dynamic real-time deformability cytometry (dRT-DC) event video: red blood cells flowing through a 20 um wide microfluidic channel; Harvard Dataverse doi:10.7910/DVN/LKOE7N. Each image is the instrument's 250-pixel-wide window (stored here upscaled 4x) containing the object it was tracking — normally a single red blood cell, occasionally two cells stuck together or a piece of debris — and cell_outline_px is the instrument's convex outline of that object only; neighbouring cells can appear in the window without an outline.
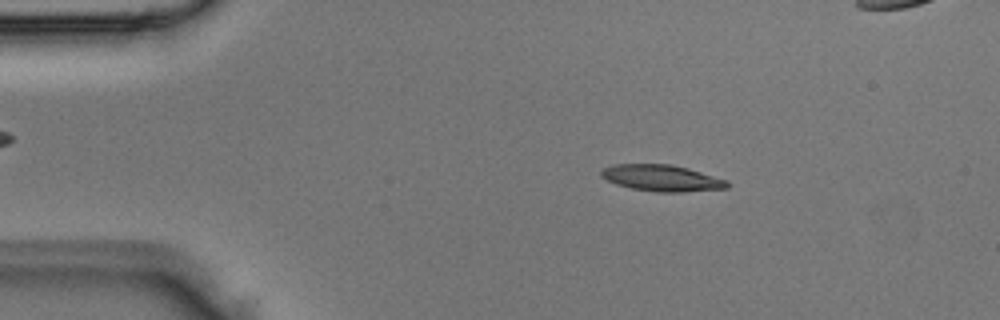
{"species": "Egyptian fruit bat (a non-hibernating species)", "species_latin": "Rousettus aegyptiacus", "temperature_condition": "room temperature", "stored_images_in_passage": 2, "camera_frame_rate_fps": 3000, "um_per_image_px": 0.085, "animal": {"sex": "male"}, "frame": {"image": 1, "passage_image": 1, "time_ms": 0.0, "image_size_px": [1000, 320], "cell_outline_px": [[732, 184], [728, 188], [684, 192], [656, 192], [632, 188], [616, 184], [600, 176], [600, 172], [604, 168], [612, 164], [668, 164], [688, 168], [728, 180]], "centroid_in_image_um": [56.29, 15.14], "position_along_channel_um": 28.7, "area_um2": 19.48}}